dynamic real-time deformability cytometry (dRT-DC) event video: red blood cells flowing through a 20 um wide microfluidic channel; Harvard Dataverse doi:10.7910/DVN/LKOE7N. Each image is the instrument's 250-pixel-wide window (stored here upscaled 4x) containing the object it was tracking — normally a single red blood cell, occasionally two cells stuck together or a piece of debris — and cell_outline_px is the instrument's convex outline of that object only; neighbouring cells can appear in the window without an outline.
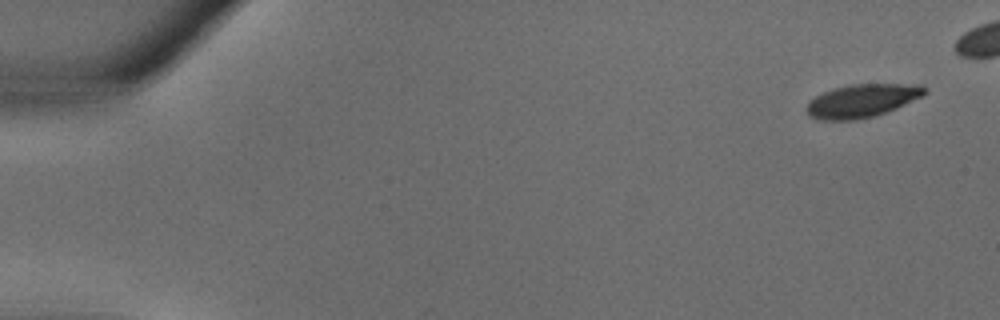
{"species": "common noctule bat (a hibernating species)", "species_latin": "Nyctalus noctula", "temperature_condition": "warm", "stored_images_in_passage": 32, "camera_frame_rate_fps": 3000, "um_per_image_px": 0.085, "animal": {"sex": "male", "body_mass_g": 18.8}, "frame": {"image": 1, "passage_image": 1, "time_ms": 0.0, "image_size_px": [1000, 320], "cell_outline_px": [[928, 92], [924, 96], [896, 108], [876, 116], [856, 120], [820, 120], [808, 116], [804, 112], [804, 108], [808, 100], [832, 88], [848, 84], [920, 84]], "centroid_in_image_um": [73.22, 8.57], "position_along_channel_um": 11.8, "area_um2": 23.29}}
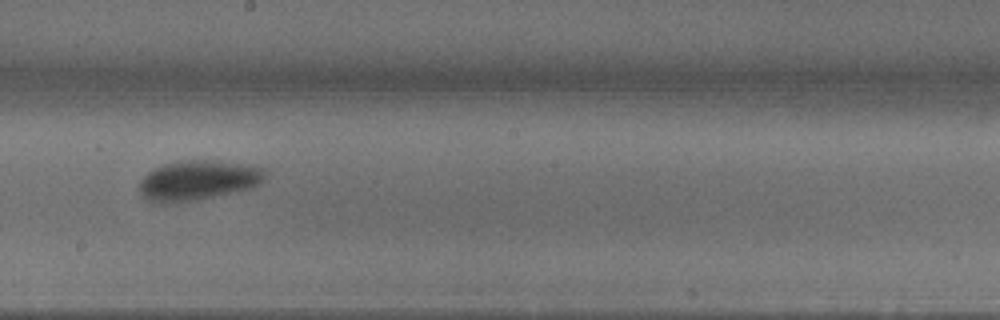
{"frame": {"image": 2, "passage_image": 20, "time_ms": 6.333, "image_size_px": [1000, 320], "cell_outline_px": [[264, 180], [260, 184], [252, 188], [196, 200], [164, 204], [156, 204], [148, 200], [140, 192], [140, 180], [148, 172], [164, 164], [188, 160], [216, 160], [248, 164], [264, 168]], "centroid_in_image_um": [16.85, 15.33], "position_along_channel_um": 231.4, "area_um2": 29.3}}
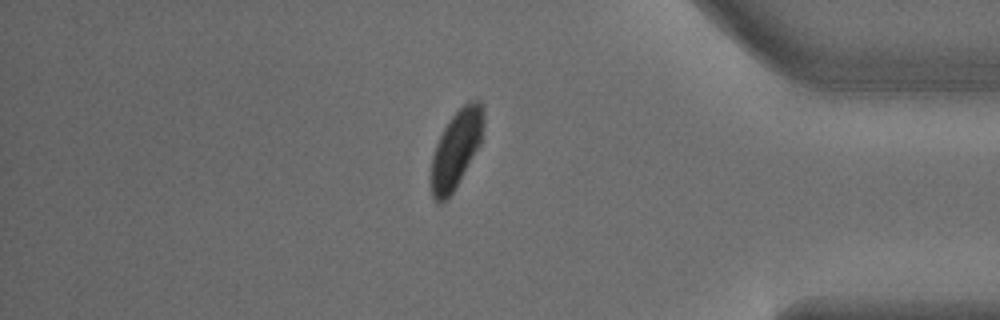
{"frame": {"image": 3, "passage_image": 30, "time_ms": 9.667, "image_size_px": [1000, 320], "cell_outline_px": [[484, 124], [480, 144], [452, 192], [440, 204], [436, 204], [432, 196], [432, 156], [436, 144], [444, 128], [452, 116], [468, 100], [480, 100], [484, 108]], "centroid_in_image_um": [38.79, 12.62], "position_along_channel_um": 396.4, "area_um2": 23.29}}